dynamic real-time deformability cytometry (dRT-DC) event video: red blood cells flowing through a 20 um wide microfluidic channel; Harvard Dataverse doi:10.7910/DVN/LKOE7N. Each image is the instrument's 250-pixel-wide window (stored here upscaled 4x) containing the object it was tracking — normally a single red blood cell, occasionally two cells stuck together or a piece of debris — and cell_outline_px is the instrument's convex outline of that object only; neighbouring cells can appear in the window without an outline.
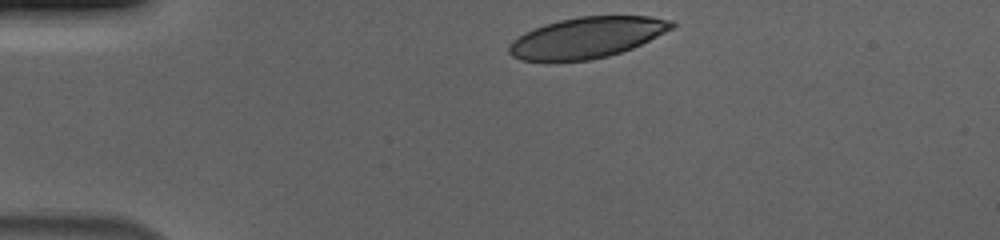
{"species": "human", "species_latin": "Homo sapiens", "temperature_condition": "cold", "stored_images_in_passage": 36, "camera_frame_rate_fps": 3000, "um_per_image_px": 0.085, "donor": {"sex": "male"}, "frame": {"image": 1, "passage_image": 1, "time_ms": 0.0, "image_size_px": [1000, 240], "cell_outline_px": [[676, 24], [672, 28], [632, 48], [608, 56], [588, 60], [520, 60], [512, 56], [508, 52], [508, 48], [512, 40], [524, 32], [544, 24], [560, 20], [580, 16], [652, 16], [672, 20]], "centroid_in_image_um": [49.87, 3.18], "position_along_channel_um": 35.1, "area_um2": 38.38}}
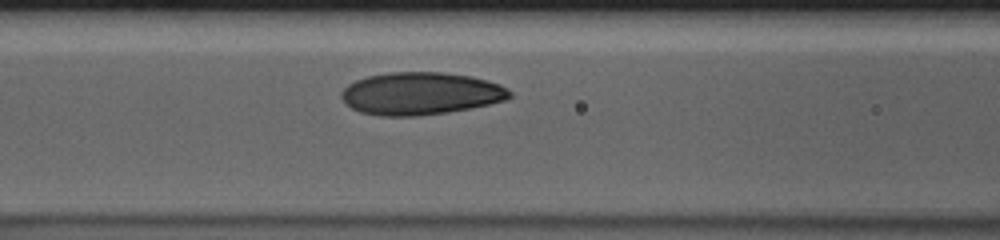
{"frame": {"image": 2, "passage_image": 13, "time_ms": 4.0, "image_size_px": [1000, 240], "cell_outline_px": [[512, 96], [504, 100], [472, 108], [448, 112], [416, 116], [380, 116], [360, 112], [344, 104], [340, 96], [340, 92], [348, 84], [356, 80], [368, 76], [388, 72], [444, 72], [472, 76], [488, 80], [500, 84], [508, 88], [512, 92]], "centroid_in_image_um": [35.74, 7.95], "position_along_channel_um": 130.9, "area_um2": 42.08}}
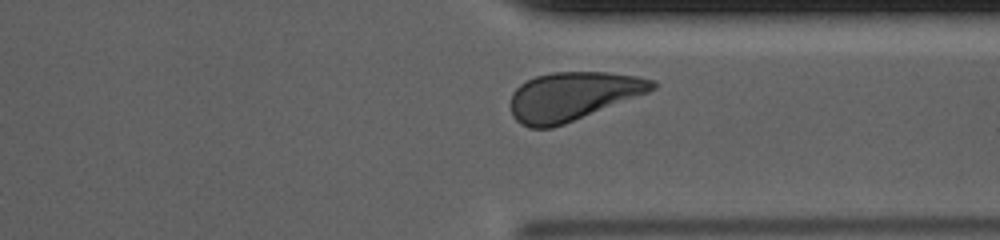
{"frame": {"image": 3, "passage_image": 32, "time_ms": 10.333, "image_size_px": [1000, 240], "cell_outline_px": [[656, 88], [648, 92], [564, 124], [552, 128], [528, 128], [520, 124], [512, 116], [512, 92], [520, 84], [536, 76], [552, 72], [608, 72], [636, 76], [656, 80]], "centroid_in_image_um": [48.67, 8.18], "position_along_channel_um": 362.7, "area_um2": 39.82}, "authors_computed_cell_mechanics": {"area_um2": 40.5467, "velocity_mm_per_s": 3.6576, "shape_relaxation_time_tau1_ms": 2.7045, "shape_relaxation_time_tau2_ms": 3.0404, "deformation_change_tau1": 0.1174, "deformation_change_tau2": 0.0744}}